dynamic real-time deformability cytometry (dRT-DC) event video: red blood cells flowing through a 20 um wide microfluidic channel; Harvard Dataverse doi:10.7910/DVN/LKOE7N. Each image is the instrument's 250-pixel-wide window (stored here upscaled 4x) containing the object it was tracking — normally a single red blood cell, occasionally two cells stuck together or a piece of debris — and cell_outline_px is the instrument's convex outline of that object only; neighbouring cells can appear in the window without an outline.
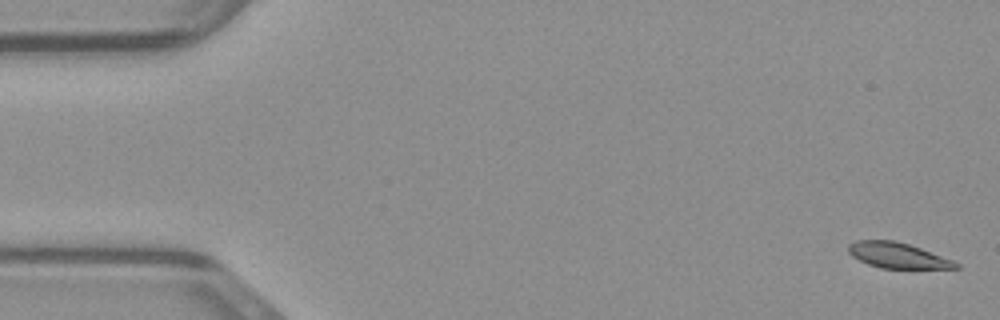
{"species": "common noctule bat (a hibernating species)", "species_latin": "Nyctalus noctula", "temperature_condition": "warm", "stored_images_in_passage": 48, "camera_frame_rate_fps": 3000, "um_per_image_px": 0.085, "animal": {"sex": "male", "body_mass_g": 23.1, "forearm_length_mm": 52.7}, "frame": {"image": 1, "passage_image": 1, "time_ms": 0.0, "image_size_px": [1000, 320], "cell_outline_px": [[960, 268], [880, 268], [868, 264], [852, 256], [848, 252], [848, 244], [856, 240], [896, 240], [920, 248], [952, 260], [960, 264]], "centroid_in_image_um": [76.26, 21.7], "position_along_channel_um": 8.7, "area_um2": 15.84}}
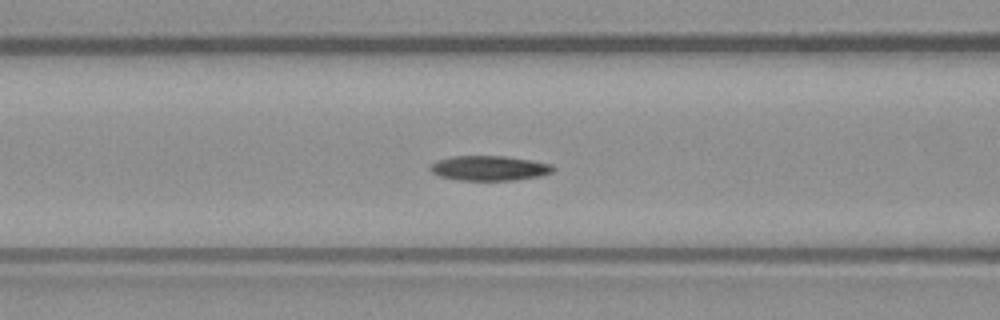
{"frame": {"image": 2, "passage_image": 19, "time_ms": 6.0, "image_size_px": [1000, 320], "cell_outline_px": [[556, 168], [552, 172], [540, 176], [516, 180], [456, 180], [440, 176], [432, 172], [428, 168], [436, 160], [452, 156], [508, 156], [532, 160], [552, 164]], "centroid_in_image_um": [41.6, 14.29], "position_along_channel_um": 125.0, "area_um2": 17.98}}
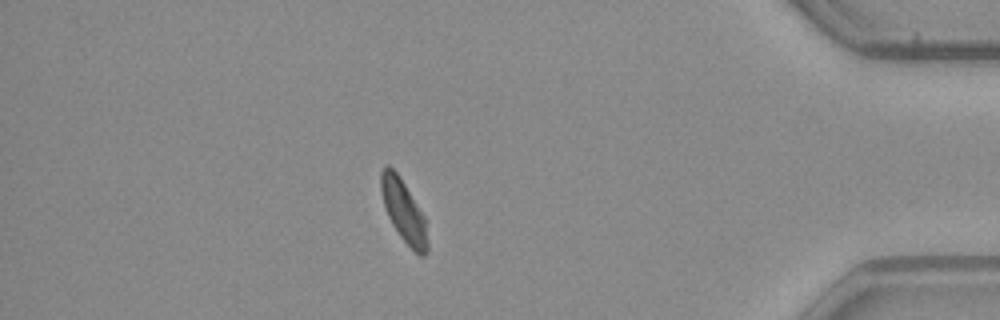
{"frame": {"image": 3, "passage_image": 42, "time_ms": 13.667, "image_size_px": [1000, 320], "cell_outline_px": [[428, 252], [424, 256], [420, 256], [400, 236], [392, 224], [388, 216], [384, 204], [380, 188], [380, 172], [384, 164], [388, 164], [400, 176], [424, 216], [428, 244]], "centroid_in_image_um": [34.29, 17.9], "position_along_channel_um": 400.9, "area_um2": 16.7}}